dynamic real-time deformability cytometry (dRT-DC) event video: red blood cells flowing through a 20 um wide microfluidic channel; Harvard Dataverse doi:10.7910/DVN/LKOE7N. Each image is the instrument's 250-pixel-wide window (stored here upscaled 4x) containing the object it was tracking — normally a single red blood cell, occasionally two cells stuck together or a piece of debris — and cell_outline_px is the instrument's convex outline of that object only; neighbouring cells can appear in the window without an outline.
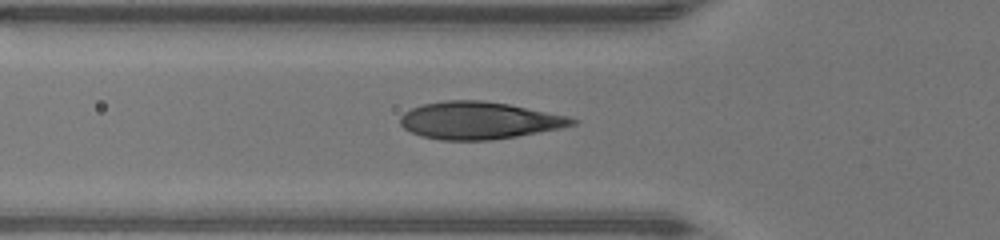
{"species": "human", "species_latin": "Homo sapiens", "temperature_condition": "warm", "stored_images_in_passage": 32, "camera_frame_rate_fps": 3000, "um_per_image_px": 0.085, "donor": {"sex": "male"}, "frame": {"image": 1, "passage_image": 2, "time_ms": 0.333, "image_size_px": [1000, 240], "cell_outline_px": [[580, 120], [576, 124], [560, 128], [516, 136], [488, 140], [440, 140], [420, 136], [404, 128], [400, 124], [400, 116], [404, 112], [412, 108], [424, 104], [444, 100], [480, 100], [508, 104], [568, 116]], "centroid_in_image_um": [40.7, 10.24], "position_along_channel_um": 85.1, "area_um2": 37.22}}
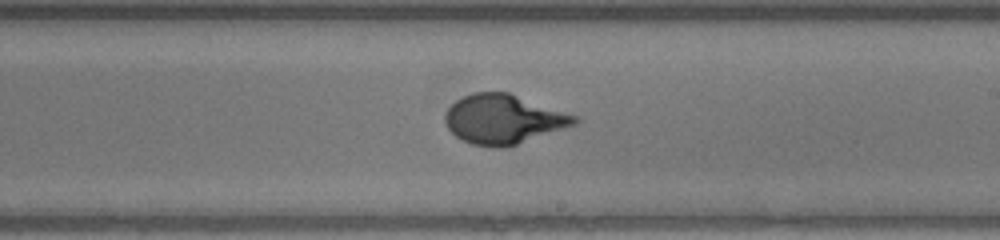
{"frame": {"image": 2, "passage_image": 13, "time_ms": 4.0, "image_size_px": [1000, 240], "cell_outline_px": [[580, 120], [576, 124], [504, 148], [492, 148], [472, 144], [460, 140], [448, 128], [444, 120], [444, 112], [456, 100], [472, 92], [508, 92], [580, 116]], "centroid_in_image_um": [42.79, 10.13], "position_along_channel_um": 246.2, "area_um2": 37.4}}
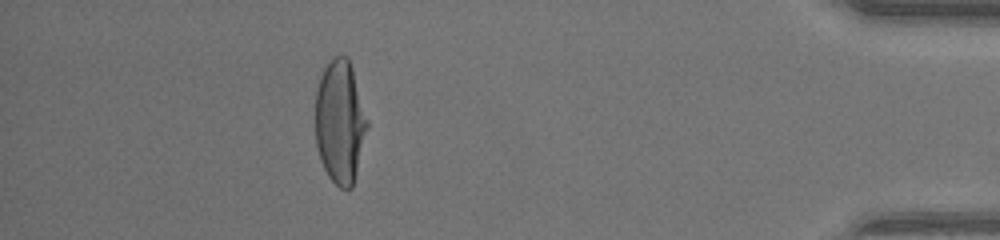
{"frame": {"image": 3, "passage_image": 28, "time_ms": 9.0, "image_size_px": [1000, 240], "cell_outline_px": [[368, 128], [352, 188], [340, 188], [328, 176], [320, 160], [316, 144], [316, 88], [320, 76], [324, 68], [332, 56], [348, 56], [352, 68], [368, 120]], "centroid_in_image_um": [28.9, 10.34], "position_along_channel_um": 406.3, "area_um2": 37.28}}